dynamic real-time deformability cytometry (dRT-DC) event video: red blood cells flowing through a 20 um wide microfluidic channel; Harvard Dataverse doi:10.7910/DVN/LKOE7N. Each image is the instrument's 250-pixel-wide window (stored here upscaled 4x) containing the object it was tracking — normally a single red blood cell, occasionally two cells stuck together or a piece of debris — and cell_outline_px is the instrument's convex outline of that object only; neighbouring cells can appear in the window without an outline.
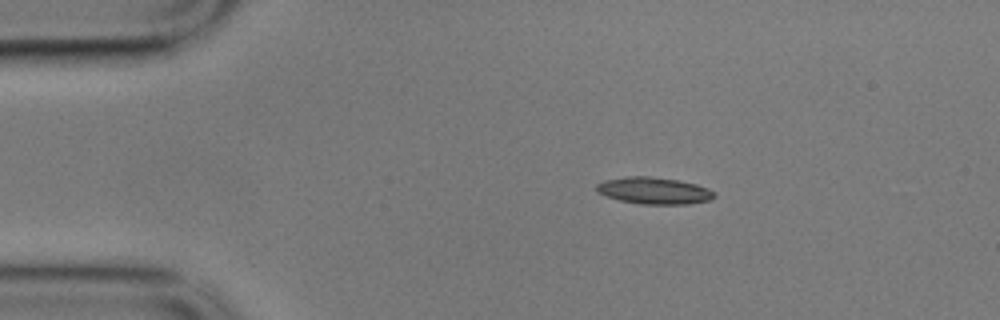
{"species": "common noctule bat (a hibernating species)", "species_latin": "Nyctalus noctula", "temperature_condition": "cold", "stored_images_in_passage": 5, "camera_frame_rate_fps": 3000, "um_per_image_px": 0.085, "animal": {"sex": "male", "body_mass_g": 17.9}, "frame": {"image": 1, "passage_image": 2, "time_ms": 0.333, "image_size_px": [1000, 320], "cell_outline_px": [[716, 196], [708, 200], [688, 204], [640, 204], [620, 200], [596, 192], [596, 184], [604, 180], [628, 176], [648, 176], [676, 180], [696, 184], [708, 188], [716, 192]], "centroid_in_image_um": [55.59, 16.2], "position_along_channel_um": 29.4, "area_um2": 18.32}}
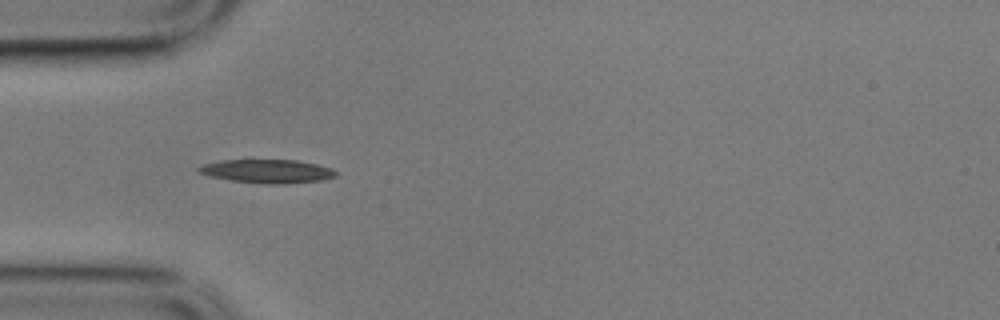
{"frame": {"image": 2, "passage_image": 4, "time_ms": 1.0, "image_size_px": [1000, 320], "cell_outline_px": [[336, 176], [320, 180], [284, 184], [260, 184], [232, 180], [208, 176], [200, 172], [196, 168], [204, 164], [220, 160], [296, 160], [316, 164], [332, 168], [336, 172]], "centroid_in_image_um": [22.7, 14.55], "position_along_channel_um": 62.3, "area_um2": 18.79}}